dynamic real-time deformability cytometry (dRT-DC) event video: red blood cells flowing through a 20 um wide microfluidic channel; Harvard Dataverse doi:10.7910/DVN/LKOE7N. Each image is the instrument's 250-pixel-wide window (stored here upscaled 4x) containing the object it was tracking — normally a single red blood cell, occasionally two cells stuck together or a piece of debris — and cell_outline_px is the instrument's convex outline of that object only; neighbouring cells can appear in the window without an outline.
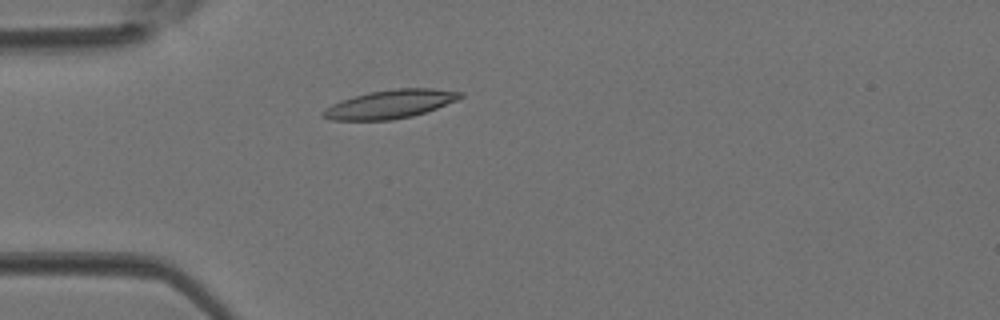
{"species": "Egyptian fruit bat (a non-hibernating species)", "species_latin": "Rousettus aegyptiacus", "temperature_condition": "room temperature", "stored_images_in_passage": 41, "camera_frame_rate_fps": 3000, "um_per_image_px": 0.085, "animal": {"sex": "female"}, "frame": {"image": 1, "passage_image": 11, "time_ms": 3.333, "image_size_px": [1000, 320], "cell_outline_px": [[464, 96], [456, 100], [436, 108], [412, 116], [392, 120], [332, 120], [324, 116], [320, 112], [332, 104], [356, 96], [372, 92], [396, 88], [432, 88], [464, 92]], "centroid_in_image_um": [33.2, 8.85], "position_along_channel_um": 51.8, "area_um2": 22.43}}
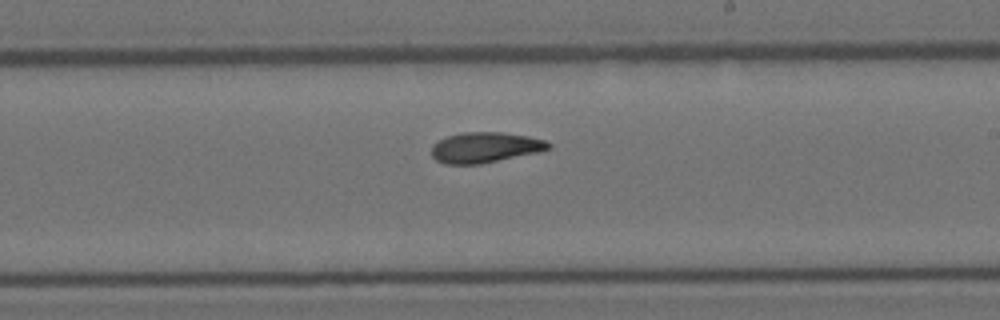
{"frame": {"image": 2, "passage_image": 24, "time_ms": 7.667, "image_size_px": [1000, 320], "cell_outline_px": [[552, 148], [540, 152], [480, 164], [444, 164], [436, 160], [432, 156], [432, 144], [448, 136], [460, 132], [500, 132], [528, 136], [544, 140], [552, 144]], "centroid_in_image_um": [41.25, 12.53], "position_along_channel_um": 247.8, "area_um2": 20.87}}
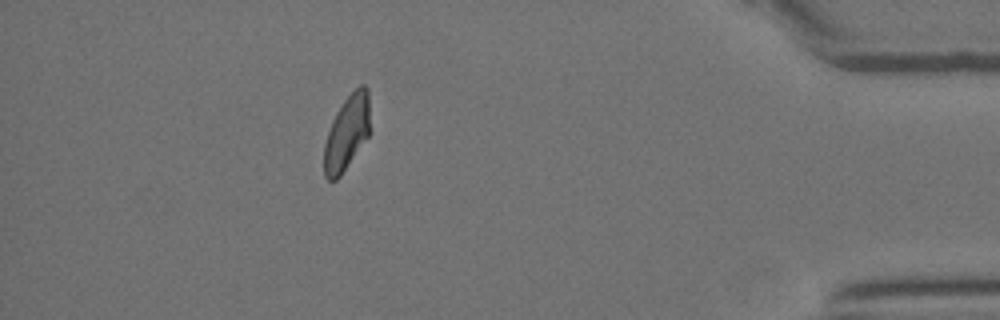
{"frame": {"image": 3, "passage_image": 37, "time_ms": 12.0, "image_size_px": [1000, 320], "cell_outline_px": [[368, 136], [340, 176], [336, 180], [328, 180], [324, 176], [324, 144], [332, 120], [336, 112], [344, 100], [360, 84], [364, 84], [368, 88]], "centroid_in_image_um": [29.45, 11.29], "position_along_channel_um": 405.7, "area_um2": 19.59}}